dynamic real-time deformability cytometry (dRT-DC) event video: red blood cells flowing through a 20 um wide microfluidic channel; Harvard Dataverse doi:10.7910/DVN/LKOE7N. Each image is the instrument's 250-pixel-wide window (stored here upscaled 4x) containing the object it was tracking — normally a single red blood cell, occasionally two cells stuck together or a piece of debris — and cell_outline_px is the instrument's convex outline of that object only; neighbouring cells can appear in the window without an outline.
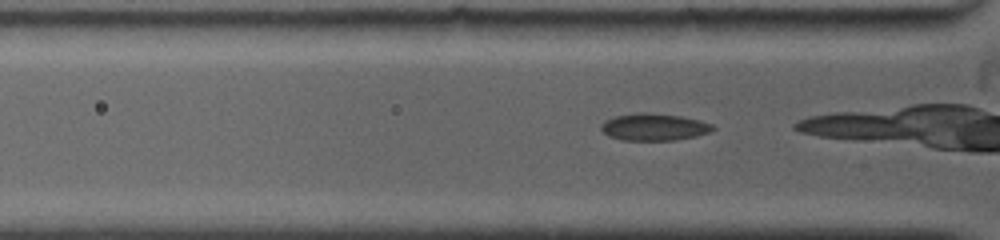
{"species": "common noctule bat (a hibernating species)", "species_latin": "Nyctalus noctula", "temperature_condition": "warm", "stored_images_in_passage": 39, "camera_frame_rate_fps": 5000, "um_per_image_px": 0.085, "animal": {"sex": "female", "body_mass_g": 19.0, "forearm_length_mm": 53.3}, "frame": {"image": 1, "passage_image": 3, "time_ms": 0.4, "image_size_px": [1000, 240], "cell_outline_px": [[716, 128], [708, 132], [696, 136], [676, 140], [620, 140], [608, 136], [600, 128], [600, 124], [604, 120], [616, 116], [640, 112], [644, 112], [680, 116], [700, 120], [712, 124]], "centroid_in_image_um": [55.57, 10.8], "position_along_channel_um": 70.2, "area_um2": 17.63}}
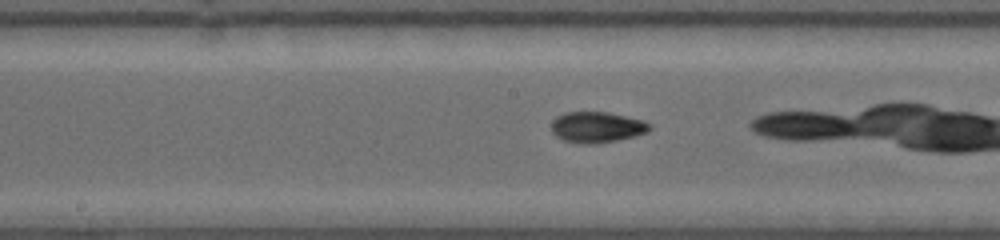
{"frame": {"image": 2, "passage_image": 17, "time_ms": 3.6, "image_size_px": [1000, 240], "cell_outline_px": [[652, 128], [648, 132], [636, 136], [616, 140], [592, 144], [576, 144], [564, 140], [556, 136], [552, 132], [552, 120], [556, 116], [564, 112], [608, 112], [644, 120], [652, 124]], "centroid_in_image_um": [50.75, 10.81], "position_along_channel_um": 197.4, "area_um2": 17.92}}
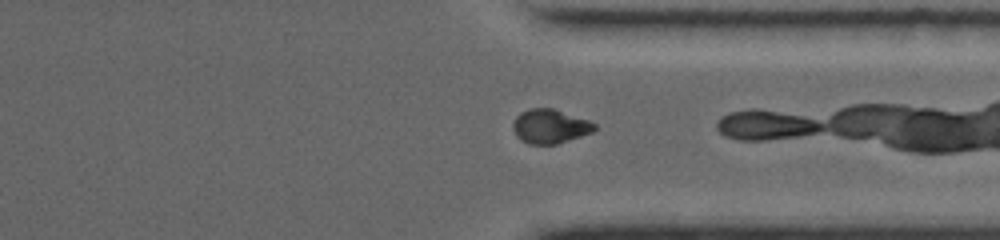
{"frame": {"image": 3, "passage_image": 36, "time_ms": 7.8, "image_size_px": [1000, 240], "cell_outline_px": [[596, 128], [592, 132], [556, 144], [528, 144], [520, 140], [516, 136], [512, 128], [512, 124], [516, 116], [520, 112], [528, 108], [552, 108], [588, 120], [596, 124]], "centroid_in_image_um": [46.7, 10.73], "position_along_channel_um": 364.7, "area_um2": 16.24}}